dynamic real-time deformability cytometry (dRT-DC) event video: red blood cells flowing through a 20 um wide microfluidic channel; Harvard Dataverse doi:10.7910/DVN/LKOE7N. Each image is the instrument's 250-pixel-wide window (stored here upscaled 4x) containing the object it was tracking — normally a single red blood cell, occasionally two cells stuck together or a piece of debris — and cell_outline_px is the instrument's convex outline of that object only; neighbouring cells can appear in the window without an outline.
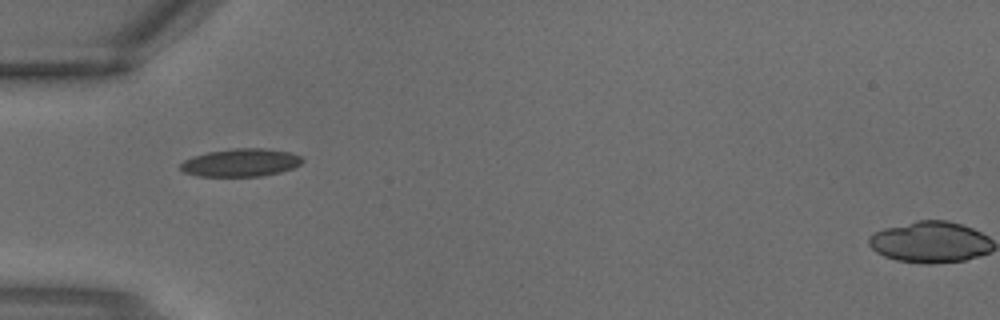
{"species": "common noctule bat (a hibernating species)", "species_latin": "Nyctalus noctula", "temperature_condition": "warm", "stored_images_in_passage": 1, "camera_frame_rate_fps": 3000, "um_per_image_px": 0.085, "animal": {"sex": "male", "body_mass_g": 18.8}, "frame": {"image": 1, "passage_image": 1, "time_ms": 0.0, "image_size_px": [1000, 320], "cell_outline_px": [[304, 160], [300, 164], [292, 168], [280, 172], [260, 176], [196, 176], [184, 172], [180, 168], [180, 164], [184, 160], [192, 156], [208, 152], [236, 148], [264, 148], [288, 152], [300, 156]], "centroid_in_image_um": [20.44, 13.82], "position_along_channel_um": 64.6, "area_um2": 19.71}}